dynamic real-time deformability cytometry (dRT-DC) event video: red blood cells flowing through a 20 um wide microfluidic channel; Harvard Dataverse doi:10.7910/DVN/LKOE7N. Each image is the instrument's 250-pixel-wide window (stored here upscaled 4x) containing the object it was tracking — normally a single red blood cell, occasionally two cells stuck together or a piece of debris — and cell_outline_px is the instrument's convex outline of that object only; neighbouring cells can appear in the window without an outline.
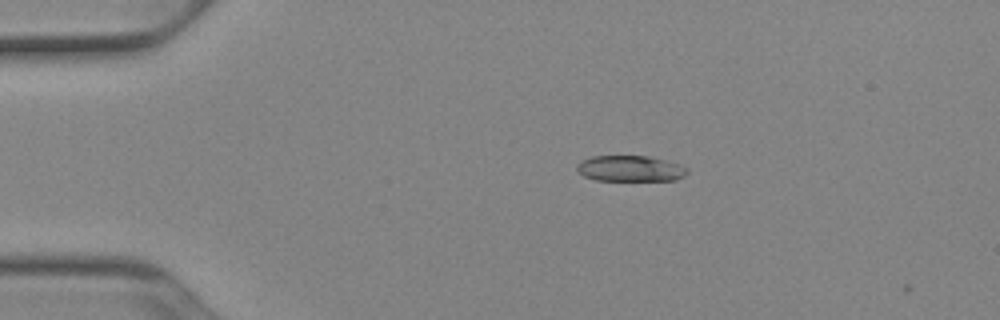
{"species": "Egyptian fruit bat (a non-hibernating species)", "species_latin": "Rousettus aegyptiacus", "temperature_condition": "cold", "stored_images_in_passage": 2, "camera_frame_rate_fps": 3000, "um_per_image_px": 0.085, "animal": {"sex": "female"}, "frame": {"image": 1, "passage_image": 1, "time_ms": 0.0, "image_size_px": [1000, 320], "cell_outline_px": [[688, 172], [684, 176], [676, 180], [596, 180], [584, 176], [576, 168], [576, 164], [580, 160], [592, 156], [648, 156], [680, 164], [688, 168]], "centroid_in_image_um": [53.57, 14.32], "position_along_channel_um": 31.4, "area_um2": 16.65}}